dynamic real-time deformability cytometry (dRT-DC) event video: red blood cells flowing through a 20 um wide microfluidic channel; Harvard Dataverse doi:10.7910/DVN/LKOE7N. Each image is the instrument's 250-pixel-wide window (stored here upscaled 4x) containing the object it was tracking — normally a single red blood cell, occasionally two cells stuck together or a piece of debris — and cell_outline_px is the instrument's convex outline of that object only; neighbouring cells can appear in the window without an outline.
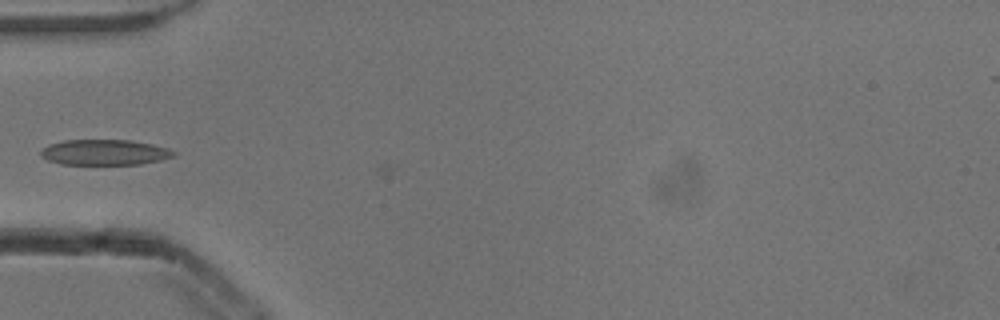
{"species": "common noctule bat (a hibernating species)", "species_latin": "Nyctalus noctula", "temperature_condition": "cold", "stored_images_in_passage": 36, "camera_frame_rate_fps": 3000, "um_per_image_px": 0.085, "animal": {"sex": "male", "body_mass_g": 13.3}, "frame": {"image": 1, "passage_image": 1, "time_ms": 0.0, "image_size_px": [1000, 320], "cell_outline_px": [[176, 156], [160, 160], [140, 164], [60, 164], [48, 160], [40, 156], [40, 152], [48, 144], [64, 140], [128, 140], [152, 144], [168, 148], [176, 152]], "centroid_in_image_um": [8.89, 12.94], "position_along_channel_um": 76.1, "area_um2": 19.77}}
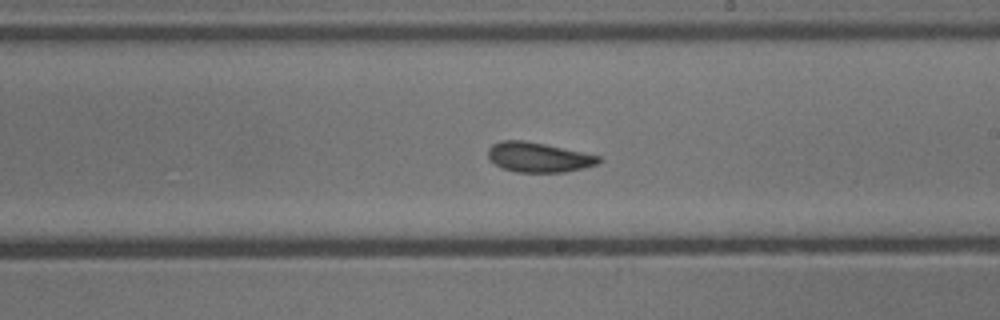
{"frame": {"image": 2, "passage_image": 14, "time_ms": 4.333, "image_size_px": [1000, 320], "cell_outline_px": [[604, 160], [596, 164], [584, 168], [564, 172], [516, 172], [500, 168], [488, 156], [488, 148], [492, 144], [500, 140], [524, 140], [544, 144], [600, 156]], "centroid_in_image_um": [45.76, 13.37], "position_along_channel_um": 243.2, "area_um2": 19.19}}
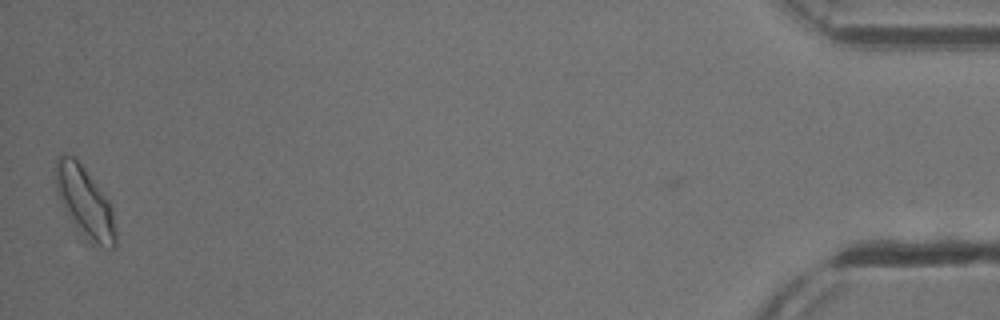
{"frame": {"image": 3, "passage_image": 36, "time_ms": 11.667, "image_size_px": [1000, 320], "cell_outline_px": [[116, 248], [104, 248], [88, 240], [84, 236], [68, 216], [56, 192], [52, 168], [56, 160], [64, 152], [72, 156], [80, 164], [108, 200], [112, 208], [116, 232]], "centroid_in_image_um": [7.17, 17.17], "position_along_channel_um": 428.0, "area_um2": 24.62}}